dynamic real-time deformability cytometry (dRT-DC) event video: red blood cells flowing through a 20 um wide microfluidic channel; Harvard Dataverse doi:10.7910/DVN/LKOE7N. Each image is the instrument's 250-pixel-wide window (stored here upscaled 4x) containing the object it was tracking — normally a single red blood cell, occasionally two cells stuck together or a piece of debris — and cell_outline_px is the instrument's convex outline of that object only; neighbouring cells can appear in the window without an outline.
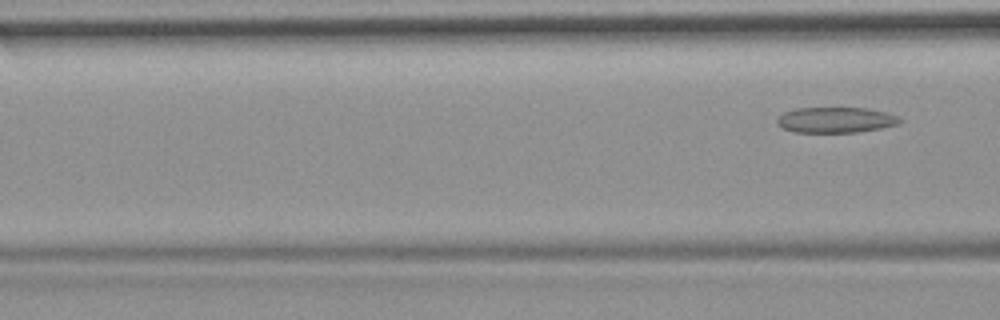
{"species": "common noctule bat (a hibernating species)", "species_latin": "Nyctalus noctula", "temperature_condition": "room temperature", "stored_images_in_passage": 7, "segment_of_instrument_passage": [2, 2], "camera_frame_rate_fps": 3000, "um_per_image_px": 0.085, "animal": {"sex": "female", "body_mass_g": 19.9}, "frame": {"image": 1, "passage_image": 7, "time_ms": 2.0, "image_size_px": [1000, 320], "cell_outline_px": [[900, 124], [880, 128], [856, 132], [796, 132], [784, 128], [776, 124], [776, 120], [784, 112], [796, 108], [868, 108], [884, 112], [896, 116], [900, 120]], "centroid_in_image_um": [71.01, 10.19], "position_along_channel_um": 95.6, "area_um2": 18.09}}